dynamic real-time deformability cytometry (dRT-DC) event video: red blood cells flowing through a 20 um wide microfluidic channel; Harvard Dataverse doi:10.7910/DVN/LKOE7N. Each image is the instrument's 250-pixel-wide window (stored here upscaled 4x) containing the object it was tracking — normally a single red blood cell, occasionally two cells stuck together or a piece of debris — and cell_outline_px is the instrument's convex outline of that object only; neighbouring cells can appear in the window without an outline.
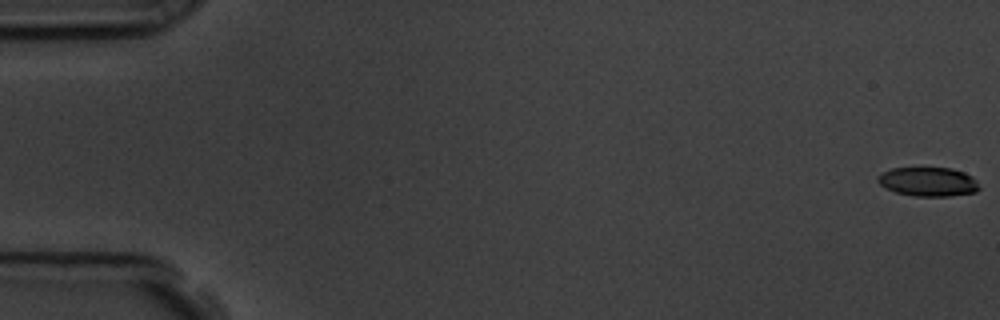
{"species": "common noctule bat (a hibernating species)", "species_latin": "Nyctalus noctula", "temperature_condition": "room temperature", "stored_images_in_passage": 58, "camera_frame_rate_fps": 3000, "um_per_image_px": 0.085, "animal": {"sex": "male", "body_mass_g": 19.5, "forearm_length_mm": 54.6}, "frame": {"image": 1, "passage_image": 1, "time_ms": 0.0, "image_size_px": [1000, 320], "cell_outline_px": [[980, 188], [976, 192], [948, 196], [916, 196], [896, 192], [880, 184], [876, 180], [884, 172], [892, 168], [952, 168], [964, 172], [972, 176], [976, 180]], "centroid_in_image_um": [78.94, 15.44], "position_along_channel_um": 6.1, "area_um2": 16.99}}
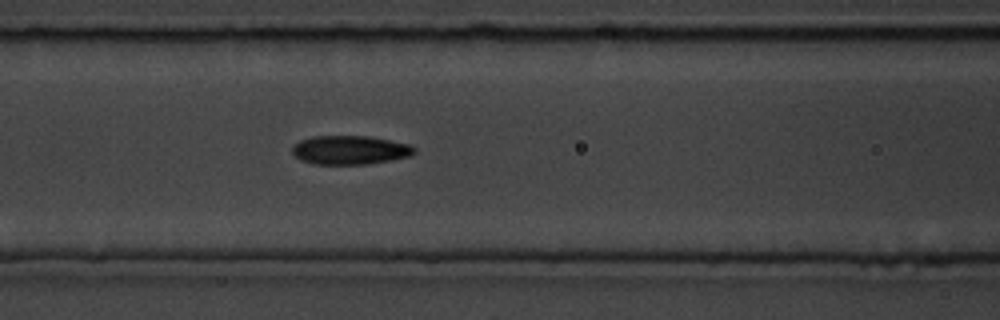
{"frame": {"image": 2, "passage_image": 25, "time_ms": 8.0, "image_size_px": [1000, 320], "cell_outline_px": [[416, 152], [412, 156], [368, 164], [312, 164], [300, 160], [292, 152], [292, 148], [300, 140], [312, 136], [368, 136], [408, 144], [416, 148]], "centroid_in_image_um": [29.75, 12.76], "position_along_channel_um": 136.8, "area_um2": 20.52}}
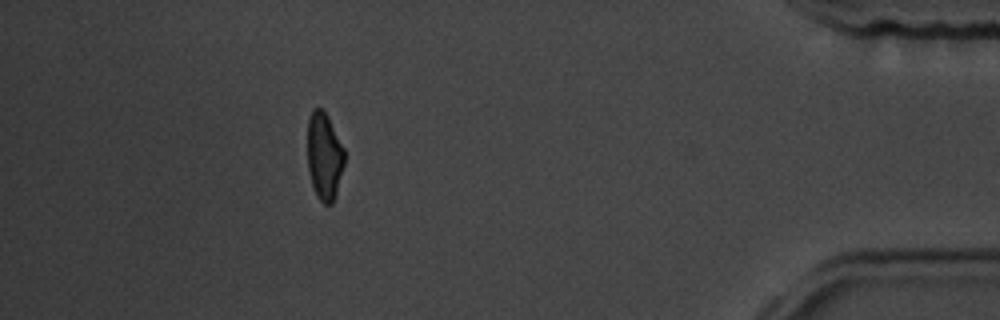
{"frame": {"image": 3, "passage_image": 52, "time_ms": 17.0, "image_size_px": [1000, 320], "cell_outline_px": [[344, 164], [336, 192], [332, 204], [324, 204], [316, 196], [312, 184], [308, 168], [308, 120], [312, 108], [320, 108], [328, 116], [344, 148]], "centroid_in_image_um": [27.56, 13.26], "position_along_channel_um": 407.6, "area_um2": 18.67}, "authors_computed_cell_mechanics": {"area_um2": 19.5653, "velocity_mm_per_s": 3.5959, "shape_relaxation_time_tau1_ms": 3.859, "shape_relaxation_time_tau2_ms": 3.7485, "deformation_change_tau1": 0.1183, "deformation_change_tau2": 0.1079}}